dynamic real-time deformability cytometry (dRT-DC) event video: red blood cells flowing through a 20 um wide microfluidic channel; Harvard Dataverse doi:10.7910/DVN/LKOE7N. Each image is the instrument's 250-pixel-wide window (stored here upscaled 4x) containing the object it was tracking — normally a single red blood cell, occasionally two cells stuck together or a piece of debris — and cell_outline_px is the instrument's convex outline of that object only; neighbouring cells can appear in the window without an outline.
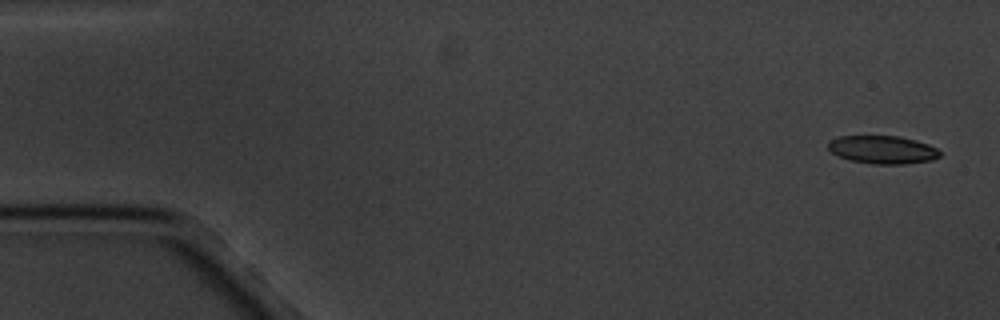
{"species": "common noctule bat (a hibernating species)", "species_latin": "Nyctalus noctula", "temperature_condition": "cold", "stored_images_in_passage": 6, "camera_frame_rate_fps": 3000, "um_per_image_px": 0.085, "animal": {"sex": "male", "body_mass_g": 20.1, "forearm_length_mm": 53.5}, "frame": {"image": 1, "passage_image": 1, "time_ms": 0.0, "image_size_px": [1000, 320], "cell_outline_px": [[940, 156], [932, 160], [904, 164], [872, 164], [852, 160], [840, 156], [832, 152], [828, 148], [828, 140], [840, 136], [900, 136], [916, 140], [928, 144], [936, 148], [940, 152]], "centroid_in_image_um": [75.03, 12.72], "position_along_channel_um": 10.0, "area_um2": 18.21}}
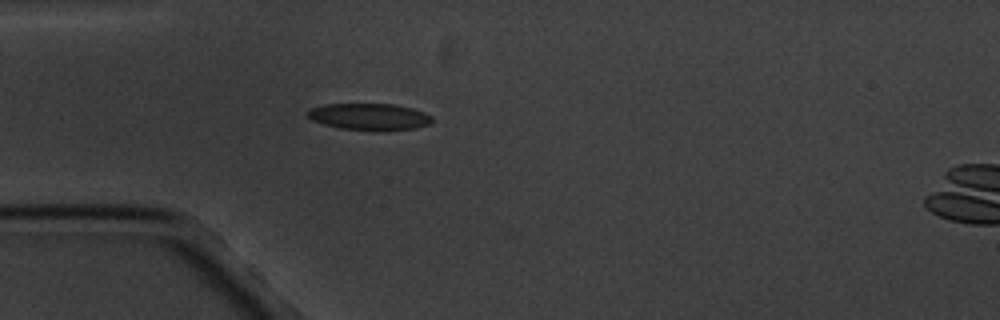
{"frame": {"image": 2, "passage_image": 5, "time_ms": 4.667, "image_size_px": [1000, 320], "cell_outline_px": [[432, 124], [416, 128], [340, 128], [324, 124], [312, 120], [308, 116], [308, 108], [324, 104], [392, 104], [412, 108], [424, 112], [432, 116]], "centroid_in_image_um": [31.38, 9.87], "position_along_channel_um": 53.6, "area_um2": 18.61}}